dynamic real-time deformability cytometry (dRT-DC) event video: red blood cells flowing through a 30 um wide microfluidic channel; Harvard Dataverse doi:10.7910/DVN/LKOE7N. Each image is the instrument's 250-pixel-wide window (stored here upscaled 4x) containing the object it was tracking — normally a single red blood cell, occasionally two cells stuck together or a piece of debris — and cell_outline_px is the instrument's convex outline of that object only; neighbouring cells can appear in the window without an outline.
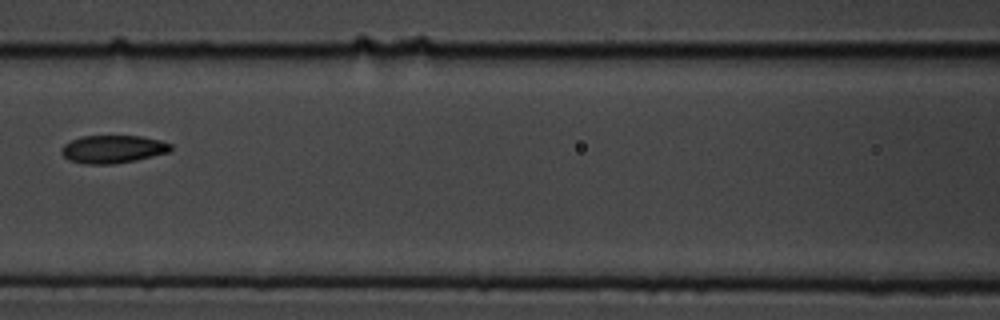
{"species": "common noctule bat (a hibernating species)", "species_latin": "Nyctalus noctula", "temperature_condition": "cold", "stored_images_in_passage": 17, "camera_frame_rate_fps": 3000, "um_per_image_px": 0.085, "animal": {"sex": "male", "body_mass_g": 19.5, "forearm_length_mm": 54.6}, "frame": {"image": 1, "passage_image": 8, "time_ms": 2.333, "image_size_px": [1000, 320], "cell_outline_px": [[172, 152], [136, 160], [112, 164], [84, 164], [68, 160], [60, 152], [60, 148], [64, 144], [80, 136], [140, 136], [160, 140], [172, 144]], "centroid_in_image_um": [9.6, 12.68], "position_along_channel_um": 157.0, "area_um2": 17.98}}
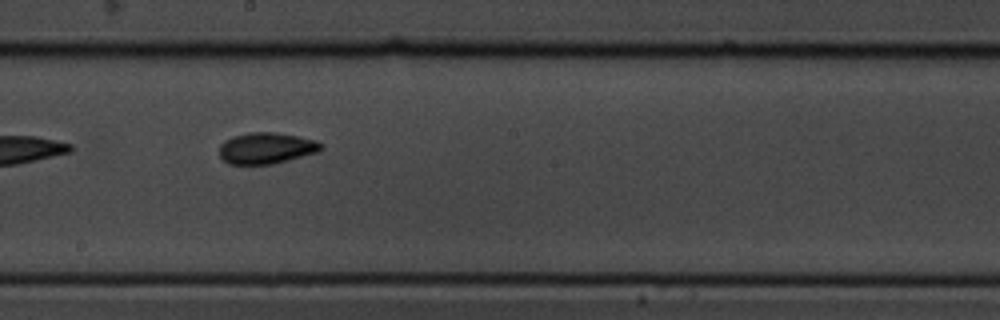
{"frame": {"image": 2, "passage_image": 10, "time_ms": 3.0, "image_size_px": [1000, 320], "cell_outline_px": [[324, 148], [316, 152], [288, 160], [272, 164], [228, 164], [220, 156], [220, 144], [224, 140], [232, 136], [248, 132], [276, 132], [316, 140], [324, 144]], "centroid_in_image_um": [22.63, 12.58], "position_along_channel_um": 225.6, "area_um2": 18.55}}
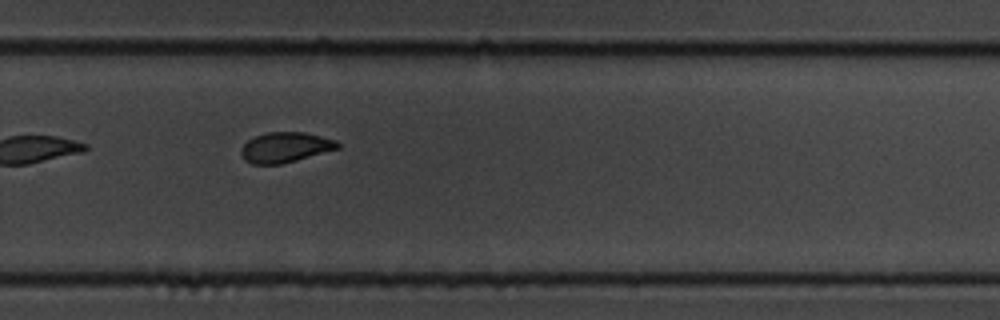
{"frame": {"image": 3, "passage_image": 12, "time_ms": 3.667, "image_size_px": [1000, 320], "cell_outline_px": [[340, 148], [296, 160], [280, 164], [252, 164], [244, 160], [240, 156], [240, 148], [248, 140], [264, 132], [304, 132], [336, 140], [340, 144]], "centroid_in_image_um": [24.22, 12.52], "position_along_channel_um": 305.6, "area_um2": 17.05}}